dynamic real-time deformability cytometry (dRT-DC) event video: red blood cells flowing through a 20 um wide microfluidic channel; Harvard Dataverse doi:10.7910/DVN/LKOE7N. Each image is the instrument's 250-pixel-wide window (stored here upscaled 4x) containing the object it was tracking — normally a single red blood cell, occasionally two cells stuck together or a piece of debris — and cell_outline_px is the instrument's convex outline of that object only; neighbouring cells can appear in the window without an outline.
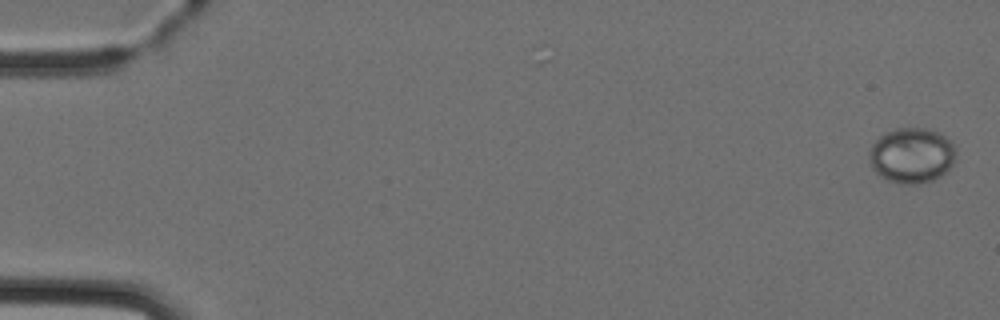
{"species": "Egyptian fruit bat (a non-hibernating species)", "species_latin": "Rousettus aegyptiacus", "temperature_condition": "cold", "stored_images_in_passage": 3, "camera_frame_rate_fps": 3000, "um_per_image_px": 0.085, "animal": {"sex": "female"}, "frame": {"image": 1, "passage_image": 3, "time_ms": 2.667, "image_size_px": [1000, 320], "cell_outline_px": [[956, 152], [952, 164], [940, 176], [932, 180], [916, 184], [900, 184], [888, 180], [880, 176], [868, 164], [868, 152], [872, 144], [884, 132], [896, 128], [924, 128], [940, 132], [956, 148]], "centroid_in_image_um": [77.45, 13.2], "position_along_channel_um": 7.6, "area_um2": 28.09}}